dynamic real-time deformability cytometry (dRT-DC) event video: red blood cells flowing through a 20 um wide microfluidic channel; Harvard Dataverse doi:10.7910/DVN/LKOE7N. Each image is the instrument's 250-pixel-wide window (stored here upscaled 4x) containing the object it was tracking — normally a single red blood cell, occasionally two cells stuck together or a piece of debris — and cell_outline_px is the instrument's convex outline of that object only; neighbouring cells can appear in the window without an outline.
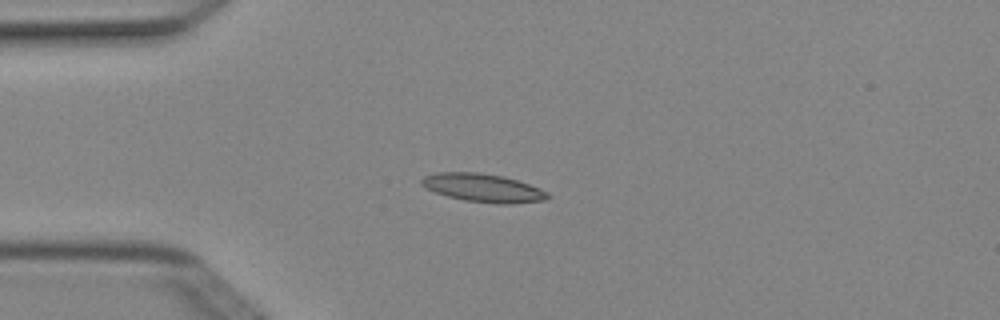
{"species": "Egyptian fruit bat (a non-hibernating species)", "species_latin": "Rousettus aegyptiacus", "temperature_condition": "cold", "stored_images_in_passage": 7, "camera_frame_rate_fps": 3000, "um_per_image_px": 0.085, "animal": {"sex": "female"}, "frame": {"image": 1, "passage_image": 4, "time_ms": 1.0, "image_size_px": [1000, 320], "cell_outline_px": [[552, 196], [544, 200], [512, 204], [496, 204], [464, 200], [448, 196], [436, 192], [420, 184], [420, 180], [424, 176], [436, 172], [480, 172], [504, 176], [540, 188], [548, 192]], "centroid_in_image_um": [41.08, 15.97], "position_along_channel_um": 43.9, "area_um2": 20.87}}
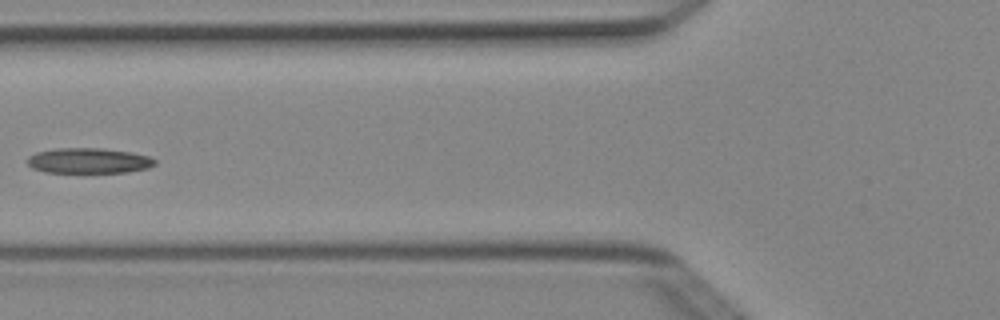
{"frame": {"image": 2, "passage_image": 6, "time_ms": 1.667, "image_size_px": [1000, 320], "cell_outline_px": [[156, 164], [148, 168], [128, 172], [44, 172], [32, 168], [28, 164], [28, 156], [36, 152], [56, 148], [104, 148], [132, 152], [148, 156], [156, 160]], "centroid_in_image_um": [7.55, 13.65], "position_along_channel_um": 118.3, "area_um2": 18.9}}
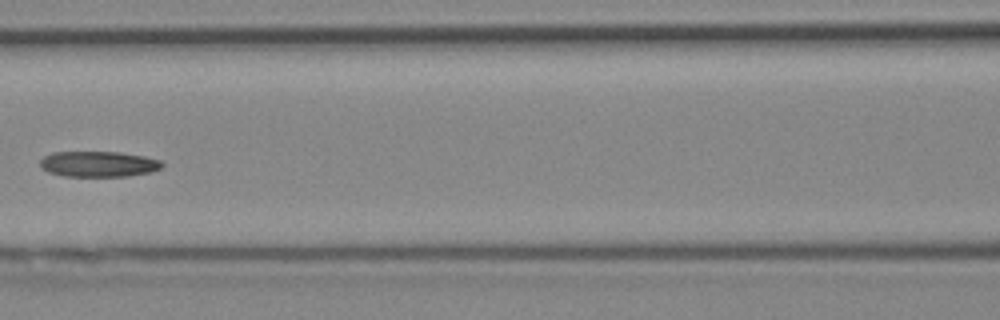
{"frame": {"image": 3, "passage_image": 7, "time_ms": 2.0, "image_size_px": [1000, 320], "cell_outline_px": [[164, 164], [160, 168], [148, 172], [128, 176], [64, 176], [48, 172], [40, 168], [40, 160], [44, 156], [52, 152], [120, 152], [144, 156], [160, 160]], "centroid_in_image_um": [8.33, 13.94], "position_along_channel_um": 158.3, "area_um2": 18.21}}